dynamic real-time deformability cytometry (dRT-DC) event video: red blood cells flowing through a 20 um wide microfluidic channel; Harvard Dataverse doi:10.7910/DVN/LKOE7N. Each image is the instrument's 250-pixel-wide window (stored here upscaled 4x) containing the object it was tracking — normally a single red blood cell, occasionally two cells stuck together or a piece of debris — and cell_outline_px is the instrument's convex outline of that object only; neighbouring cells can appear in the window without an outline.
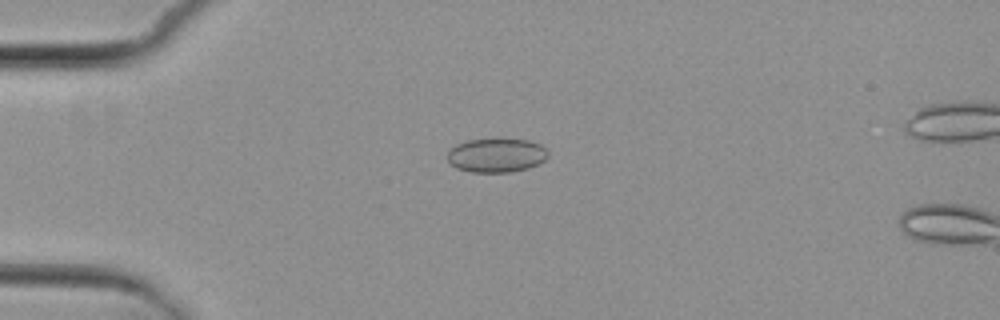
{"species": "common noctule bat (a hibernating species)", "species_latin": "Nyctalus noctula", "temperature_condition": "cold", "stored_images_in_passage": 3, "camera_frame_rate_fps": 3000, "um_per_image_px": 0.085, "animal": {"sex": "female", "body_mass_g": 29.2, "forearm_length_mm": 56.3}, "frame": {"image": 1, "passage_image": 2, "time_ms": 1.333, "image_size_px": [1000, 320], "cell_outline_px": [[548, 156], [540, 164], [528, 168], [512, 172], [472, 172], [456, 168], [448, 160], [448, 152], [456, 144], [468, 140], [528, 140], [540, 144], [548, 152]], "centroid_in_image_um": [42.21, 13.22], "position_along_channel_um": 42.8, "area_um2": 19.71}}